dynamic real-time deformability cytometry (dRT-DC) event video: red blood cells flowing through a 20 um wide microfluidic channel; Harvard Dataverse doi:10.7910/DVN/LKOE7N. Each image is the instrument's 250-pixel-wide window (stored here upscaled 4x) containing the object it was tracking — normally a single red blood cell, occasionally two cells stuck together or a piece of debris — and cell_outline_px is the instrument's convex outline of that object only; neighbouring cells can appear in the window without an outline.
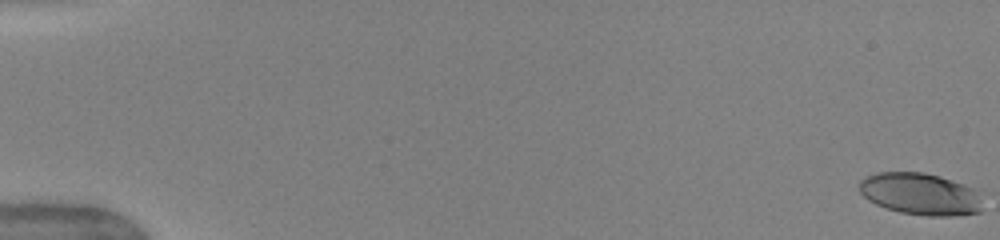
{"species": "human", "species_latin": "Homo sapiens", "temperature_condition": "warm", "stored_images_in_passage": 18, "camera_frame_rate_fps": 3000, "um_per_image_px": 0.085, "donor": {"sex": "female"}, "frame": {"image": 1, "passage_image": 1, "time_ms": 0.0, "image_size_px": [1000, 240], "cell_outline_px": [[980, 212], [952, 216], [928, 216], [900, 212], [876, 204], [868, 200], [860, 192], [860, 180], [876, 172], [924, 172], [940, 176], [964, 184], [980, 192]], "centroid_in_image_um": [78.23, 16.48], "position_along_channel_um": 6.8, "area_um2": 30.06}}
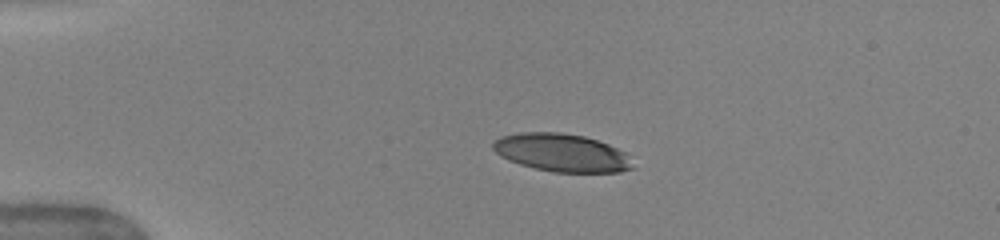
{"frame": {"image": 2, "passage_image": 11, "time_ms": 4.0, "image_size_px": [1000, 240], "cell_outline_px": [[636, 168], [620, 172], [552, 172], [520, 164], [508, 160], [500, 156], [492, 148], [492, 144], [500, 136], [520, 132], [560, 132], [584, 136], [608, 144], [624, 152]], "centroid_in_image_um": [47.73, 12.98], "position_along_channel_um": 37.3, "area_um2": 30.87}}